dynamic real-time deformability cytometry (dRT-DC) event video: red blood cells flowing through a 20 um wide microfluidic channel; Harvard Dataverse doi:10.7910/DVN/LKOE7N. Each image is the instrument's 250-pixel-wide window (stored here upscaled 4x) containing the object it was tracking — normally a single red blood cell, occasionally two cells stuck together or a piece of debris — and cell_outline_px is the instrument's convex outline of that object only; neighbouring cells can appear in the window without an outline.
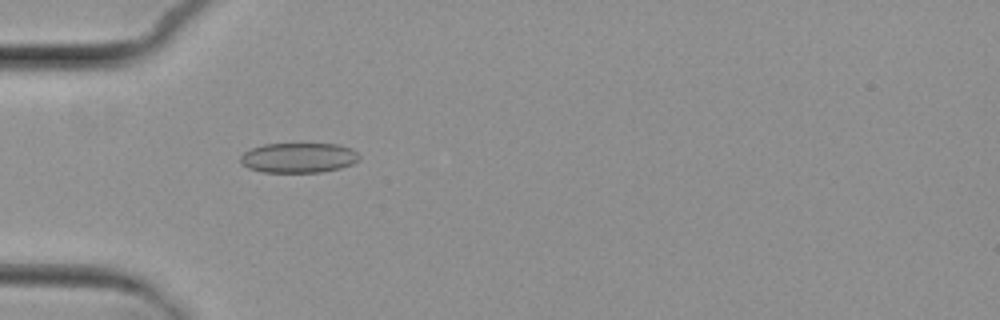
{"species": "common noctule bat (a hibernating species)", "species_latin": "Nyctalus noctula", "temperature_condition": "cold", "stored_images_in_passage": 6, "camera_frame_rate_fps": 3000, "um_per_image_px": 0.085, "animal": {"sex": "female", "body_mass_g": 29.2, "forearm_length_mm": 56.3}, "frame": {"image": 1, "passage_image": 4, "time_ms": 4.333, "image_size_px": [1000, 320], "cell_outline_px": [[360, 156], [352, 164], [340, 168], [320, 172], [264, 172], [248, 168], [240, 160], [240, 156], [244, 152], [252, 148], [264, 144], [336, 144], [352, 148]], "centroid_in_image_um": [25.37, 13.4], "position_along_channel_um": 59.6, "area_um2": 20.58}}
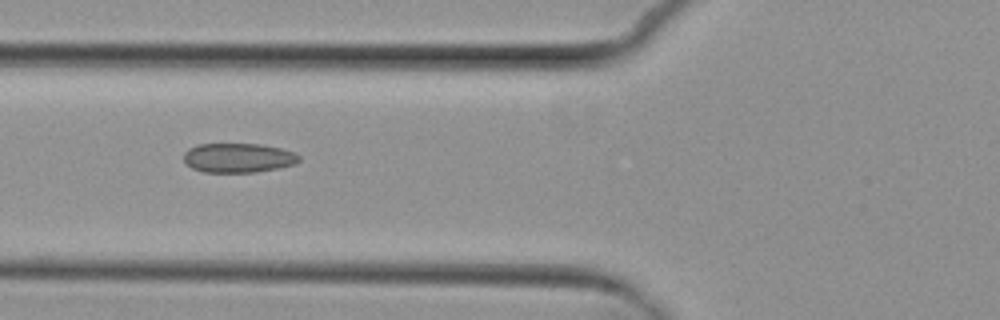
{"frame": {"image": 2, "passage_image": 5, "time_ms": 5.667, "image_size_px": [1000, 320], "cell_outline_px": [[300, 160], [296, 164], [280, 168], [256, 172], [204, 172], [192, 168], [184, 164], [184, 152], [188, 148], [196, 144], [264, 144], [296, 152], [300, 156]], "centroid_in_image_um": [20.26, 13.41], "position_along_channel_um": 105.5, "area_um2": 20.11}}
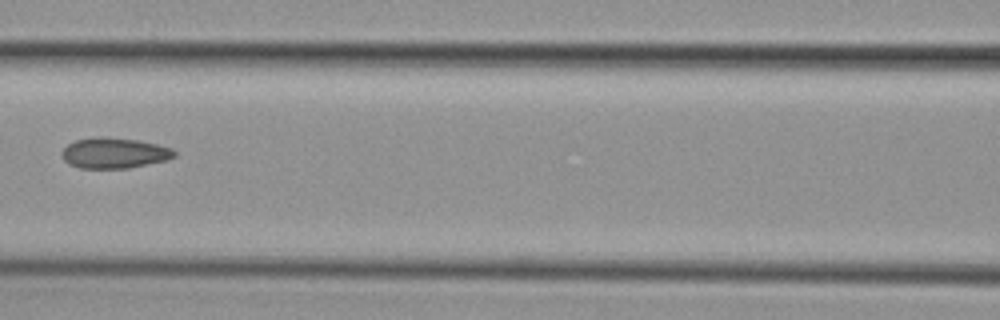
{"frame": {"image": 3, "passage_image": 6, "time_ms": 7.0, "image_size_px": [1000, 320], "cell_outline_px": [[176, 156], [168, 160], [128, 168], [80, 168], [68, 164], [60, 156], [60, 152], [68, 144], [76, 140], [100, 136], [140, 140], [172, 148], [176, 152]], "centroid_in_image_um": [9.7, 13.01], "position_along_channel_um": 156.9, "area_um2": 20.23}}